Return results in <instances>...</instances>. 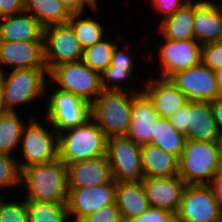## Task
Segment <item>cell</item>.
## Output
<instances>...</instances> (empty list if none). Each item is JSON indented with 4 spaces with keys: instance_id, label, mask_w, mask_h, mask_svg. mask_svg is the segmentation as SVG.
I'll use <instances>...</instances> for the list:
<instances>
[{
    "instance_id": "cell-1",
    "label": "cell",
    "mask_w": 222,
    "mask_h": 222,
    "mask_svg": "<svg viewBox=\"0 0 222 222\" xmlns=\"http://www.w3.org/2000/svg\"><path fill=\"white\" fill-rule=\"evenodd\" d=\"M20 186L25 200L67 204V165L57 158L50 163L26 167L21 170Z\"/></svg>"
},
{
    "instance_id": "cell-2",
    "label": "cell",
    "mask_w": 222,
    "mask_h": 222,
    "mask_svg": "<svg viewBox=\"0 0 222 222\" xmlns=\"http://www.w3.org/2000/svg\"><path fill=\"white\" fill-rule=\"evenodd\" d=\"M47 77L46 68H24L0 73L5 109L16 112L21 106V109H25L26 106L31 107L39 98H45L49 81Z\"/></svg>"
},
{
    "instance_id": "cell-3",
    "label": "cell",
    "mask_w": 222,
    "mask_h": 222,
    "mask_svg": "<svg viewBox=\"0 0 222 222\" xmlns=\"http://www.w3.org/2000/svg\"><path fill=\"white\" fill-rule=\"evenodd\" d=\"M132 91H102L90 104L91 119L108 139L126 136L131 123Z\"/></svg>"
},
{
    "instance_id": "cell-4",
    "label": "cell",
    "mask_w": 222,
    "mask_h": 222,
    "mask_svg": "<svg viewBox=\"0 0 222 222\" xmlns=\"http://www.w3.org/2000/svg\"><path fill=\"white\" fill-rule=\"evenodd\" d=\"M106 147L107 138L91 118L58 133V158L66 165L106 156Z\"/></svg>"
},
{
    "instance_id": "cell-5",
    "label": "cell",
    "mask_w": 222,
    "mask_h": 222,
    "mask_svg": "<svg viewBox=\"0 0 222 222\" xmlns=\"http://www.w3.org/2000/svg\"><path fill=\"white\" fill-rule=\"evenodd\" d=\"M219 173L218 141H185L178 175L186 184H209Z\"/></svg>"
},
{
    "instance_id": "cell-6",
    "label": "cell",
    "mask_w": 222,
    "mask_h": 222,
    "mask_svg": "<svg viewBox=\"0 0 222 222\" xmlns=\"http://www.w3.org/2000/svg\"><path fill=\"white\" fill-rule=\"evenodd\" d=\"M35 117L29 118L20 137L19 155L21 152L22 154L20 158H16L20 170L32 165L50 163L58 158V133L51 124L50 128L45 127L48 126L46 119L43 124L37 120V115Z\"/></svg>"
},
{
    "instance_id": "cell-7",
    "label": "cell",
    "mask_w": 222,
    "mask_h": 222,
    "mask_svg": "<svg viewBox=\"0 0 222 222\" xmlns=\"http://www.w3.org/2000/svg\"><path fill=\"white\" fill-rule=\"evenodd\" d=\"M48 79L51 88L56 84L58 89L79 96L89 104L103 91L100 74L82 60L53 67L48 72Z\"/></svg>"
},
{
    "instance_id": "cell-8",
    "label": "cell",
    "mask_w": 222,
    "mask_h": 222,
    "mask_svg": "<svg viewBox=\"0 0 222 222\" xmlns=\"http://www.w3.org/2000/svg\"><path fill=\"white\" fill-rule=\"evenodd\" d=\"M52 89L46 87L45 95H47L48 100L46 101V108H44L46 110L44 119L51 124L57 133L83 125L91 118L88 102L56 87Z\"/></svg>"
},
{
    "instance_id": "cell-9",
    "label": "cell",
    "mask_w": 222,
    "mask_h": 222,
    "mask_svg": "<svg viewBox=\"0 0 222 222\" xmlns=\"http://www.w3.org/2000/svg\"><path fill=\"white\" fill-rule=\"evenodd\" d=\"M43 48L48 72L55 66L82 60L83 48L68 22L44 28Z\"/></svg>"
},
{
    "instance_id": "cell-10",
    "label": "cell",
    "mask_w": 222,
    "mask_h": 222,
    "mask_svg": "<svg viewBox=\"0 0 222 222\" xmlns=\"http://www.w3.org/2000/svg\"><path fill=\"white\" fill-rule=\"evenodd\" d=\"M106 156L116 182H141L144 178L140 146L128 136L108 138Z\"/></svg>"
},
{
    "instance_id": "cell-11",
    "label": "cell",
    "mask_w": 222,
    "mask_h": 222,
    "mask_svg": "<svg viewBox=\"0 0 222 222\" xmlns=\"http://www.w3.org/2000/svg\"><path fill=\"white\" fill-rule=\"evenodd\" d=\"M176 217L183 222H222V208L208 184H187Z\"/></svg>"
},
{
    "instance_id": "cell-12",
    "label": "cell",
    "mask_w": 222,
    "mask_h": 222,
    "mask_svg": "<svg viewBox=\"0 0 222 222\" xmlns=\"http://www.w3.org/2000/svg\"><path fill=\"white\" fill-rule=\"evenodd\" d=\"M163 44L158 50V71L152 74L158 78L169 79L175 73L192 68L201 63L202 45L195 39L175 41L162 36Z\"/></svg>"
},
{
    "instance_id": "cell-13",
    "label": "cell",
    "mask_w": 222,
    "mask_h": 222,
    "mask_svg": "<svg viewBox=\"0 0 222 222\" xmlns=\"http://www.w3.org/2000/svg\"><path fill=\"white\" fill-rule=\"evenodd\" d=\"M116 181L94 187H68L67 210L70 222L84 218L115 203Z\"/></svg>"
},
{
    "instance_id": "cell-14",
    "label": "cell",
    "mask_w": 222,
    "mask_h": 222,
    "mask_svg": "<svg viewBox=\"0 0 222 222\" xmlns=\"http://www.w3.org/2000/svg\"><path fill=\"white\" fill-rule=\"evenodd\" d=\"M169 79L186 96L187 102H212L221 96L214 71L202 63Z\"/></svg>"
},
{
    "instance_id": "cell-15",
    "label": "cell",
    "mask_w": 222,
    "mask_h": 222,
    "mask_svg": "<svg viewBox=\"0 0 222 222\" xmlns=\"http://www.w3.org/2000/svg\"><path fill=\"white\" fill-rule=\"evenodd\" d=\"M142 78V92L155 107L159 118L168 119L187 104L186 96L170 79L158 78L152 74Z\"/></svg>"
},
{
    "instance_id": "cell-16",
    "label": "cell",
    "mask_w": 222,
    "mask_h": 222,
    "mask_svg": "<svg viewBox=\"0 0 222 222\" xmlns=\"http://www.w3.org/2000/svg\"><path fill=\"white\" fill-rule=\"evenodd\" d=\"M120 48L121 46H119V44L115 47L110 65L100 74L102 90L142 93V86H137V88L132 86L133 88H130V90L129 87L127 90V87L124 86L125 82L127 85L128 80L130 83L132 81V85L137 83L136 81L139 79V73H134V65L136 64L134 63L135 59L133 55H131L130 50L124 46Z\"/></svg>"
},
{
    "instance_id": "cell-17",
    "label": "cell",
    "mask_w": 222,
    "mask_h": 222,
    "mask_svg": "<svg viewBox=\"0 0 222 222\" xmlns=\"http://www.w3.org/2000/svg\"><path fill=\"white\" fill-rule=\"evenodd\" d=\"M6 67V68H5ZM24 68H46L43 41H0V73Z\"/></svg>"
},
{
    "instance_id": "cell-18",
    "label": "cell",
    "mask_w": 222,
    "mask_h": 222,
    "mask_svg": "<svg viewBox=\"0 0 222 222\" xmlns=\"http://www.w3.org/2000/svg\"><path fill=\"white\" fill-rule=\"evenodd\" d=\"M141 182L149 206L165 210L176 216L187 185L179 175L172 178L144 177Z\"/></svg>"
},
{
    "instance_id": "cell-19",
    "label": "cell",
    "mask_w": 222,
    "mask_h": 222,
    "mask_svg": "<svg viewBox=\"0 0 222 222\" xmlns=\"http://www.w3.org/2000/svg\"><path fill=\"white\" fill-rule=\"evenodd\" d=\"M68 187H94L113 180L107 156L67 165Z\"/></svg>"
},
{
    "instance_id": "cell-20",
    "label": "cell",
    "mask_w": 222,
    "mask_h": 222,
    "mask_svg": "<svg viewBox=\"0 0 222 222\" xmlns=\"http://www.w3.org/2000/svg\"><path fill=\"white\" fill-rule=\"evenodd\" d=\"M158 118L155 107L148 97L143 92L137 93L132 99L131 123L126 136L138 146L149 144Z\"/></svg>"
},
{
    "instance_id": "cell-21",
    "label": "cell",
    "mask_w": 222,
    "mask_h": 222,
    "mask_svg": "<svg viewBox=\"0 0 222 222\" xmlns=\"http://www.w3.org/2000/svg\"><path fill=\"white\" fill-rule=\"evenodd\" d=\"M193 30L201 45L222 41V6L194 0Z\"/></svg>"
},
{
    "instance_id": "cell-22",
    "label": "cell",
    "mask_w": 222,
    "mask_h": 222,
    "mask_svg": "<svg viewBox=\"0 0 222 222\" xmlns=\"http://www.w3.org/2000/svg\"><path fill=\"white\" fill-rule=\"evenodd\" d=\"M186 140L218 141L221 137L210 102H187Z\"/></svg>"
},
{
    "instance_id": "cell-23",
    "label": "cell",
    "mask_w": 222,
    "mask_h": 222,
    "mask_svg": "<svg viewBox=\"0 0 222 222\" xmlns=\"http://www.w3.org/2000/svg\"><path fill=\"white\" fill-rule=\"evenodd\" d=\"M43 30L40 22L26 12L0 18V41H43Z\"/></svg>"
},
{
    "instance_id": "cell-24",
    "label": "cell",
    "mask_w": 222,
    "mask_h": 222,
    "mask_svg": "<svg viewBox=\"0 0 222 222\" xmlns=\"http://www.w3.org/2000/svg\"><path fill=\"white\" fill-rule=\"evenodd\" d=\"M140 160L144 177L172 178L178 175L179 159L155 145L140 146Z\"/></svg>"
},
{
    "instance_id": "cell-25",
    "label": "cell",
    "mask_w": 222,
    "mask_h": 222,
    "mask_svg": "<svg viewBox=\"0 0 222 222\" xmlns=\"http://www.w3.org/2000/svg\"><path fill=\"white\" fill-rule=\"evenodd\" d=\"M115 204L123 222L140 216L150 207L142 182H116Z\"/></svg>"
},
{
    "instance_id": "cell-26",
    "label": "cell",
    "mask_w": 222,
    "mask_h": 222,
    "mask_svg": "<svg viewBox=\"0 0 222 222\" xmlns=\"http://www.w3.org/2000/svg\"><path fill=\"white\" fill-rule=\"evenodd\" d=\"M194 0L158 24V35L175 41L195 39L193 30Z\"/></svg>"
},
{
    "instance_id": "cell-27",
    "label": "cell",
    "mask_w": 222,
    "mask_h": 222,
    "mask_svg": "<svg viewBox=\"0 0 222 222\" xmlns=\"http://www.w3.org/2000/svg\"><path fill=\"white\" fill-rule=\"evenodd\" d=\"M98 9L99 4L91 11L93 15L95 13L94 17L91 13L90 15L85 13L71 14L68 20L83 50L95 45L107 36L104 25L100 20L95 19L98 16L97 13H99Z\"/></svg>"
},
{
    "instance_id": "cell-28",
    "label": "cell",
    "mask_w": 222,
    "mask_h": 222,
    "mask_svg": "<svg viewBox=\"0 0 222 222\" xmlns=\"http://www.w3.org/2000/svg\"><path fill=\"white\" fill-rule=\"evenodd\" d=\"M24 12L34 16L44 28L67 23L71 17L60 0H24Z\"/></svg>"
},
{
    "instance_id": "cell-29",
    "label": "cell",
    "mask_w": 222,
    "mask_h": 222,
    "mask_svg": "<svg viewBox=\"0 0 222 222\" xmlns=\"http://www.w3.org/2000/svg\"><path fill=\"white\" fill-rule=\"evenodd\" d=\"M22 116L17 111H7L0 116V154L18 156L15 151L19 148L22 130L27 123Z\"/></svg>"
},
{
    "instance_id": "cell-30",
    "label": "cell",
    "mask_w": 222,
    "mask_h": 222,
    "mask_svg": "<svg viewBox=\"0 0 222 222\" xmlns=\"http://www.w3.org/2000/svg\"><path fill=\"white\" fill-rule=\"evenodd\" d=\"M185 141V135L178 132L168 119L158 118L149 144L155 145L179 159L183 153Z\"/></svg>"
},
{
    "instance_id": "cell-31",
    "label": "cell",
    "mask_w": 222,
    "mask_h": 222,
    "mask_svg": "<svg viewBox=\"0 0 222 222\" xmlns=\"http://www.w3.org/2000/svg\"><path fill=\"white\" fill-rule=\"evenodd\" d=\"M28 222H70L67 204L26 200Z\"/></svg>"
},
{
    "instance_id": "cell-32",
    "label": "cell",
    "mask_w": 222,
    "mask_h": 222,
    "mask_svg": "<svg viewBox=\"0 0 222 222\" xmlns=\"http://www.w3.org/2000/svg\"><path fill=\"white\" fill-rule=\"evenodd\" d=\"M105 37L95 45L83 50L82 61L92 70L101 74L111 62L112 54L118 42Z\"/></svg>"
},
{
    "instance_id": "cell-33",
    "label": "cell",
    "mask_w": 222,
    "mask_h": 222,
    "mask_svg": "<svg viewBox=\"0 0 222 222\" xmlns=\"http://www.w3.org/2000/svg\"><path fill=\"white\" fill-rule=\"evenodd\" d=\"M21 170L16 157L0 154V192L10 190L14 187L20 189Z\"/></svg>"
},
{
    "instance_id": "cell-34",
    "label": "cell",
    "mask_w": 222,
    "mask_h": 222,
    "mask_svg": "<svg viewBox=\"0 0 222 222\" xmlns=\"http://www.w3.org/2000/svg\"><path fill=\"white\" fill-rule=\"evenodd\" d=\"M0 195V222H28L26 200L4 199Z\"/></svg>"
},
{
    "instance_id": "cell-35",
    "label": "cell",
    "mask_w": 222,
    "mask_h": 222,
    "mask_svg": "<svg viewBox=\"0 0 222 222\" xmlns=\"http://www.w3.org/2000/svg\"><path fill=\"white\" fill-rule=\"evenodd\" d=\"M201 63L214 72L222 70V41L202 45Z\"/></svg>"
},
{
    "instance_id": "cell-36",
    "label": "cell",
    "mask_w": 222,
    "mask_h": 222,
    "mask_svg": "<svg viewBox=\"0 0 222 222\" xmlns=\"http://www.w3.org/2000/svg\"><path fill=\"white\" fill-rule=\"evenodd\" d=\"M189 1L190 0H147V2H150L151 7H153L152 10H154V14L156 11L157 16L161 15L159 23L165 18L172 16L174 12L182 8Z\"/></svg>"
},
{
    "instance_id": "cell-37",
    "label": "cell",
    "mask_w": 222,
    "mask_h": 222,
    "mask_svg": "<svg viewBox=\"0 0 222 222\" xmlns=\"http://www.w3.org/2000/svg\"><path fill=\"white\" fill-rule=\"evenodd\" d=\"M81 222H123L116 204H110L84 218Z\"/></svg>"
},
{
    "instance_id": "cell-38",
    "label": "cell",
    "mask_w": 222,
    "mask_h": 222,
    "mask_svg": "<svg viewBox=\"0 0 222 222\" xmlns=\"http://www.w3.org/2000/svg\"><path fill=\"white\" fill-rule=\"evenodd\" d=\"M174 217V214L150 206L144 213L129 222H170Z\"/></svg>"
},
{
    "instance_id": "cell-39",
    "label": "cell",
    "mask_w": 222,
    "mask_h": 222,
    "mask_svg": "<svg viewBox=\"0 0 222 222\" xmlns=\"http://www.w3.org/2000/svg\"><path fill=\"white\" fill-rule=\"evenodd\" d=\"M70 14L86 13L85 10L92 11L98 3L95 0H60Z\"/></svg>"
},
{
    "instance_id": "cell-40",
    "label": "cell",
    "mask_w": 222,
    "mask_h": 222,
    "mask_svg": "<svg viewBox=\"0 0 222 222\" xmlns=\"http://www.w3.org/2000/svg\"><path fill=\"white\" fill-rule=\"evenodd\" d=\"M24 12V0H0V18Z\"/></svg>"
},
{
    "instance_id": "cell-41",
    "label": "cell",
    "mask_w": 222,
    "mask_h": 222,
    "mask_svg": "<svg viewBox=\"0 0 222 222\" xmlns=\"http://www.w3.org/2000/svg\"><path fill=\"white\" fill-rule=\"evenodd\" d=\"M168 120L178 132H181L186 136L188 127L187 104L169 117Z\"/></svg>"
},
{
    "instance_id": "cell-42",
    "label": "cell",
    "mask_w": 222,
    "mask_h": 222,
    "mask_svg": "<svg viewBox=\"0 0 222 222\" xmlns=\"http://www.w3.org/2000/svg\"><path fill=\"white\" fill-rule=\"evenodd\" d=\"M210 104L218 132L222 136V95L210 102Z\"/></svg>"
},
{
    "instance_id": "cell-43",
    "label": "cell",
    "mask_w": 222,
    "mask_h": 222,
    "mask_svg": "<svg viewBox=\"0 0 222 222\" xmlns=\"http://www.w3.org/2000/svg\"><path fill=\"white\" fill-rule=\"evenodd\" d=\"M219 206L222 208V172L219 173L209 184Z\"/></svg>"
},
{
    "instance_id": "cell-44",
    "label": "cell",
    "mask_w": 222,
    "mask_h": 222,
    "mask_svg": "<svg viewBox=\"0 0 222 222\" xmlns=\"http://www.w3.org/2000/svg\"><path fill=\"white\" fill-rule=\"evenodd\" d=\"M216 78L217 88L219 89L222 95V70L214 72Z\"/></svg>"
},
{
    "instance_id": "cell-45",
    "label": "cell",
    "mask_w": 222,
    "mask_h": 222,
    "mask_svg": "<svg viewBox=\"0 0 222 222\" xmlns=\"http://www.w3.org/2000/svg\"><path fill=\"white\" fill-rule=\"evenodd\" d=\"M7 110L5 109L2 97V89H1V80H0V116L6 113Z\"/></svg>"
},
{
    "instance_id": "cell-46",
    "label": "cell",
    "mask_w": 222,
    "mask_h": 222,
    "mask_svg": "<svg viewBox=\"0 0 222 222\" xmlns=\"http://www.w3.org/2000/svg\"><path fill=\"white\" fill-rule=\"evenodd\" d=\"M218 149H219V164L222 172V136L218 140Z\"/></svg>"
},
{
    "instance_id": "cell-47",
    "label": "cell",
    "mask_w": 222,
    "mask_h": 222,
    "mask_svg": "<svg viewBox=\"0 0 222 222\" xmlns=\"http://www.w3.org/2000/svg\"><path fill=\"white\" fill-rule=\"evenodd\" d=\"M202 2L222 6V0H201Z\"/></svg>"
},
{
    "instance_id": "cell-48",
    "label": "cell",
    "mask_w": 222,
    "mask_h": 222,
    "mask_svg": "<svg viewBox=\"0 0 222 222\" xmlns=\"http://www.w3.org/2000/svg\"><path fill=\"white\" fill-rule=\"evenodd\" d=\"M170 222H183V221L179 220V219L175 216Z\"/></svg>"
}]
</instances>
